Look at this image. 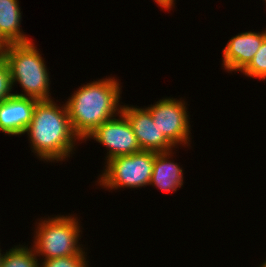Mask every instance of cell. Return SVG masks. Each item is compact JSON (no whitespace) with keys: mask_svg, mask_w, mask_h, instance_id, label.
Segmentation results:
<instances>
[{"mask_svg":"<svg viewBox=\"0 0 266 267\" xmlns=\"http://www.w3.org/2000/svg\"><path fill=\"white\" fill-rule=\"evenodd\" d=\"M85 249L78 255L47 259L40 262V267H89Z\"/></svg>","mask_w":266,"mask_h":267,"instance_id":"15","label":"cell"},{"mask_svg":"<svg viewBox=\"0 0 266 267\" xmlns=\"http://www.w3.org/2000/svg\"><path fill=\"white\" fill-rule=\"evenodd\" d=\"M173 150L167 152H155L153 172L149 185L166 192H176L183 187L184 169L172 159ZM172 159V160H171Z\"/></svg>","mask_w":266,"mask_h":267,"instance_id":"11","label":"cell"},{"mask_svg":"<svg viewBox=\"0 0 266 267\" xmlns=\"http://www.w3.org/2000/svg\"><path fill=\"white\" fill-rule=\"evenodd\" d=\"M122 113L130 122L141 150L167 152L176 149L159 130L146 108L124 104Z\"/></svg>","mask_w":266,"mask_h":267,"instance_id":"8","label":"cell"},{"mask_svg":"<svg viewBox=\"0 0 266 267\" xmlns=\"http://www.w3.org/2000/svg\"><path fill=\"white\" fill-rule=\"evenodd\" d=\"M186 105L182 97L179 99L165 97L145 107L159 130L176 148L179 145L188 147L191 144L190 114Z\"/></svg>","mask_w":266,"mask_h":267,"instance_id":"6","label":"cell"},{"mask_svg":"<svg viewBox=\"0 0 266 267\" xmlns=\"http://www.w3.org/2000/svg\"><path fill=\"white\" fill-rule=\"evenodd\" d=\"M38 260L32 246L19 244L1 254L0 267H40Z\"/></svg>","mask_w":266,"mask_h":267,"instance_id":"13","label":"cell"},{"mask_svg":"<svg viewBox=\"0 0 266 267\" xmlns=\"http://www.w3.org/2000/svg\"><path fill=\"white\" fill-rule=\"evenodd\" d=\"M71 215L48 216L36 222L32 247L37 257H43L39 262L78 255L87 249L79 242L82 234L80 220Z\"/></svg>","mask_w":266,"mask_h":267,"instance_id":"4","label":"cell"},{"mask_svg":"<svg viewBox=\"0 0 266 267\" xmlns=\"http://www.w3.org/2000/svg\"><path fill=\"white\" fill-rule=\"evenodd\" d=\"M88 139H93L107 148L105 163L114 157L142 151L130 122L122 112L117 118L114 117L99 125L84 141Z\"/></svg>","mask_w":266,"mask_h":267,"instance_id":"7","label":"cell"},{"mask_svg":"<svg viewBox=\"0 0 266 267\" xmlns=\"http://www.w3.org/2000/svg\"><path fill=\"white\" fill-rule=\"evenodd\" d=\"M241 73L246 77L266 81V39Z\"/></svg>","mask_w":266,"mask_h":267,"instance_id":"14","label":"cell"},{"mask_svg":"<svg viewBox=\"0 0 266 267\" xmlns=\"http://www.w3.org/2000/svg\"><path fill=\"white\" fill-rule=\"evenodd\" d=\"M266 39V29L262 32H242L228 40L222 52V67L226 72H241Z\"/></svg>","mask_w":266,"mask_h":267,"instance_id":"9","label":"cell"},{"mask_svg":"<svg viewBox=\"0 0 266 267\" xmlns=\"http://www.w3.org/2000/svg\"><path fill=\"white\" fill-rule=\"evenodd\" d=\"M38 101L31 97L13 95L0 102V131L10 136L24 135Z\"/></svg>","mask_w":266,"mask_h":267,"instance_id":"10","label":"cell"},{"mask_svg":"<svg viewBox=\"0 0 266 267\" xmlns=\"http://www.w3.org/2000/svg\"><path fill=\"white\" fill-rule=\"evenodd\" d=\"M12 88L9 65L4 56L0 54V102L14 95Z\"/></svg>","mask_w":266,"mask_h":267,"instance_id":"16","label":"cell"},{"mask_svg":"<svg viewBox=\"0 0 266 267\" xmlns=\"http://www.w3.org/2000/svg\"><path fill=\"white\" fill-rule=\"evenodd\" d=\"M115 77L97 79L77 88L66 106L73 132L85 140L99 125L122 112V86Z\"/></svg>","mask_w":266,"mask_h":267,"instance_id":"2","label":"cell"},{"mask_svg":"<svg viewBox=\"0 0 266 267\" xmlns=\"http://www.w3.org/2000/svg\"><path fill=\"white\" fill-rule=\"evenodd\" d=\"M19 0H0V47L27 43L30 39L22 30V12Z\"/></svg>","mask_w":266,"mask_h":267,"instance_id":"12","label":"cell"},{"mask_svg":"<svg viewBox=\"0 0 266 267\" xmlns=\"http://www.w3.org/2000/svg\"><path fill=\"white\" fill-rule=\"evenodd\" d=\"M40 53L33 41L7 44L1 48V54L10 68L12 87L18 83L24 91L14 95L31 97L39 101L52 99L50 72Z\"/></svg>","mask_w":266,"mask_h":267,"instance_id":"3","label":"cell"},{"mask_svg":"<svg viewBox=\"0 0 266 267\" xmlns=\"http://www.w3.org/2000/svg\"><path fill=\"white\" fill-rule=\"evenodd\" d=\"M25 133L29 138L30 149L44 162L67 160L74 154L76 142L81 141L73 132L66 103L58 106L53 99L36 103Z\"/></svg>","mask_w":266,"mask_h":267,"instance_id":"1","label":"cell"},{"mask_svg":"<svg viewBox=\"0 0 266 267\" xmlns=\"http://www.w3.org/2000/svg\"><path fill=\"white\" fill-rule=\"evenodd\" d=\"M154 159L155 151L145 150L114 157L104 163V170L96 182L98 186L110 189L109 191L120 188H145L151 180Z\"/></svg>","mask_w":266,"mask_h":267,"instance_id":"5","label":"cell"},{"mask_svg":"<svg viewBox=\"0 0 266 267\" xmlns=\"http://www.w3.org/2000/svg\"><path fill=\"white\" fill-rule=\"evenodd\" d=\"M157 5L161 8L164 9L165 11H170L175 8L174 4L176 0H153Z\"/></svg>","mask_w":266,"mask_h":267,"instance_id":"17","label":"cell"},{"mask_svg":"<svg viewBox=\"0 0 266 267\" xmlns=\"http://www.w3.org/2000/svg\"><path fill=\"white\" fill-rule=\"evenodd\" d=\"M259 267H266V261H264Z\"/></svg>","mask_w":266,"mask_h":267,"instance_id":"18","label":"cell"}]
</instances>
